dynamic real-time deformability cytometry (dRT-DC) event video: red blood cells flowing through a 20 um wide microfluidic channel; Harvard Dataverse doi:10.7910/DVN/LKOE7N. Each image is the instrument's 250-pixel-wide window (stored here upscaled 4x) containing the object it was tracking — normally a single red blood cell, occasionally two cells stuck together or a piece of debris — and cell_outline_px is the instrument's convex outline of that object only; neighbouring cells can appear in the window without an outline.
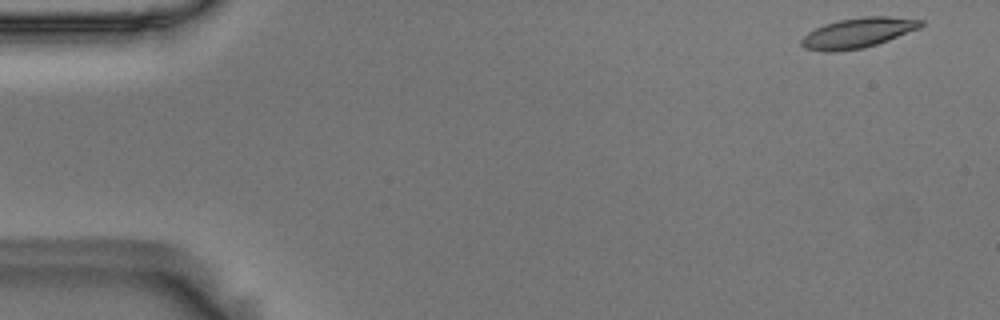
{"species": "Egyptian fruit bat (a non-hibernating species)", "species_latin": "Rousettus aegyptiacus", "temperature_condition": "room temperature", "stored_images_in_passage": 54, "camera_frame_rate_fps": 3000, "um_per_image_px": 0.085, "animal": {"sex": "male"}, "frame": {"image": 1, "passage_image": 1, "time_ms": 0.0, "image_size_px": [1000, 320], "cell_outline_px": [[924, 24], [920, 28], [888, 40], [864, 48], [836, 52], [824, 52], [804, 48], [800, 44], [800, 40], [808, 32], [824, 24], [840, 20], [864, 16], [888, 16], [924, 20]], "centroid_in_image_um": [72.91, 2.8], "position_along_channel_um": 12.1, "area_um2": 20.98}}
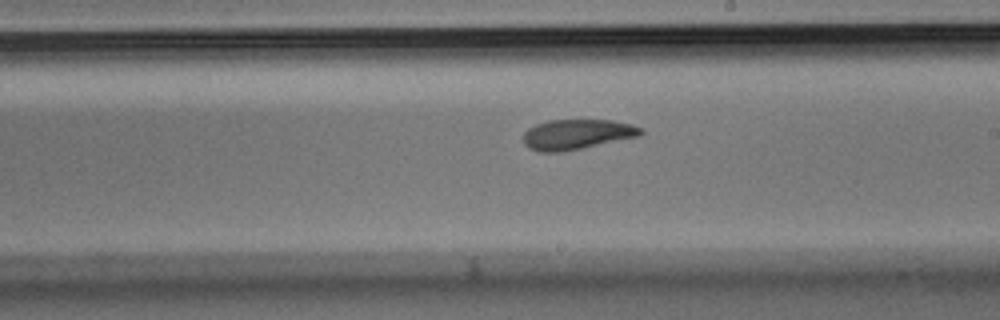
{"frame": {"image": 2, "passage_image": 30, "time_ms": 9.667, "image_size_px": [1000, 320], "cell_outline_px": [[644, 132], [640, 136], [564, 152], [540, 152], [528, 148], [524, 144], [524, 132], [528, 128], [536, 124], [548, 120], [612, 120], [632, 124], [644, 128]], "centroid_in_image_um": [49.06, 11.42], "position_along_channel_um": 239.9, "area_um2": 20.87}}
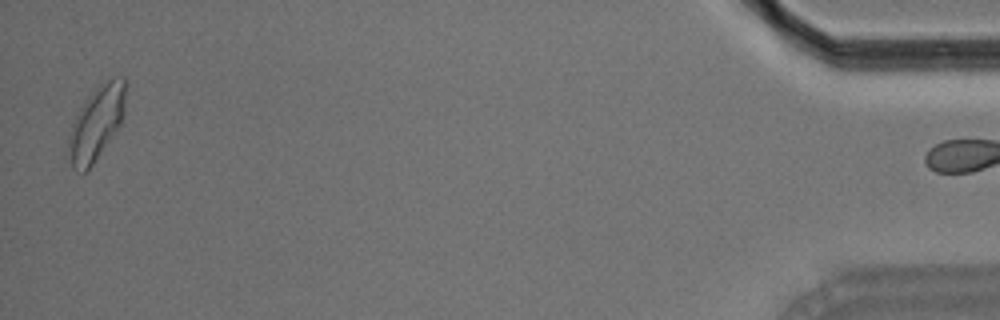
{"frame": {"image": 3, "passage_image": 53, "time_ms": 17.333, "image_size_px": [1000, 320], "cell_outline_px": [[128, 84], [124, 116], [120, 124], [92, 164], [84, 172], [72, 168], [64, 160], [64, 156], [68, 136], [72, 124], [80, 108], [88, 96], [100, 84], [116, 76], [124, 76]], "centroid_in_image_um": [8.17, 10.46], "position_along_channel_um": 427.0, "area_um2": 25.09}, "authors_computed_cell_mechanics": {"area_um2": 20.8947, "velocity_mm_per_s": 3.604, "shape_relaxation_time_tau1_ms": 7.6058, "shape_relaxation_time_tau2_ms": 3.3967, "deformation_change_tau1": 0.1743, "deformation_change_tau2": 0.1021}}